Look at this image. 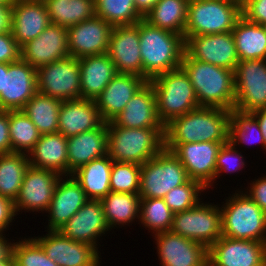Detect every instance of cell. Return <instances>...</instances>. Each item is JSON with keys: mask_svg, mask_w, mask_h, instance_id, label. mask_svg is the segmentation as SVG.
<instances>
[{"mask_svg": "<svg viewBox=\"0 0 266 266\" xmlns=\"http://www.w3.org/2000/svg\"><path fill=\"white\" fill-rule=\"evenodd\" d=\"M61 176L56 172L29 166L24 174L23 182L14 210L16 215L28 211H47L53 198L54 190Z\"/></svg>", "mask_w": 266, "mask_h": 266, "instance_id": "cell-17", "label": "cell"}, {"mask_svg": "<svg viewBox=\"0 0 266 266\" xmlns=\"http://www.w3.org/2000/svg\"><path fill=\"white\" fill-rule=\"evenodd\" d=\"M107 154L113 161L142 165L164 148V128L107 126Z\"/></svg>", "mask_w": 266, "mask_h": 266, "instance_id": "cell-4", "label": "cell"}, {"mask_svg": "<svg viewBox=\"0 0 266 266\" xmlns=\"http://www.w3.org/2000/svg\"><path fill=\"white\" fill-rule=\"evenodd\" d=\"M174 213L165 203L164 198H141L139 222L152 234L170 231Z\"/></svg>", "mask_w": 266, "mask_h": 266, "instance_id": "cell-39", "label": "cell"}, {"mask_svg": "<svg viewBox=\"0 0 266 266\" xmlns=\"http://www.w3.org/2000/svg\"><path fill=\"white\" fill-rule=\"evenodd\" d=\"M20 47L11 31L0 33V62L13 63L20 59Z\"/></svg>", "mask_w": 266, "mask_h": 266, "instance_id": "cell-47", "label": "cell"}, {"mask_svg": "<svg viewBox=\"0 0 266 266\" xmlns=\"http://www.w3.org/2000/svg\"><path fill=\"white\" fill-rule=\"evenodd\" d=\"M237 147L233 146L230 142L223 144L220 148L216 158V174L215 179H218L220 174L239 172L245 165L244 157L239 153ZM239 170V171H238Z\"/></svg>", "mask_w": 266, "mask_h": 266, "instance_id": "cell-45", "label": "cell"}, {"mask_svg": "<svg viewBox=\"0 0 266 266\" xmlns=\"http://www.w3.org/2000/svg\"><path fill=\"white\" fill-rule=\"evenodd\" d=\"M107 55L118 73L143 77L139 28L134 25L113 26Z\"/></svg>", "mask_w": 266, "mask_h": 266, "instance_id": "cell-21", "label": "cell"}, {"mask_svg": "<svg viewBox=\"0 0 266 266\" xmlns=\"http://www.w3.org/2000/svg\"><path fill=\"white\" fill-rule=\"evenodd\" d=\"M29 167L28 155L11 152L0 155V195L15 202Z\"/></svg>", "mask_w": 266, "mask_h": 266, "instance_id": "cell-36", "label": "cell"}, {"mask_svg": "<svg viewBox=\"0 0 266 266\" xmlns=\"http://www.w3.org/2000/svg\"><path fill=\"white\" fill-rule=\"evenodd\" d=\"M3 235L0 233V261L13 260L14 242L9 243Z\"/></svg>", "mask_w": 266, "mask_h": 266, "instance_id": "cell-52", "label": "cell"}, {"mask_svg": "<svg viewBox=\"0 0 266 266\" xmlns=\"http://www.w3.org/2000/svg\"><path fill=\"white\" fill-rule=\"evenodd\" d=\"M44 2L16 1L11 6V33L21 48L50 24Z\"/></svg>", "mask_w": 266, "mask_h": 266, "instance_id": "cell-25", "label": "cell"}, {"mask_svg": "<svg viewBox=\"0 0 266 266\" xmlns=\"http://www.w3.org/2000/svg\"><path fill=\"white\" fill-rule=\"evenodd\" d=\"M67 138L57 132L42 134L34 148L27 154L29 166L68 175Z\"/></svg>", "mask_w": 266, "mask_h": 266, "instance_id": "cell-28", "label": "cell"}, {"mask_svg": "<svg viewBox=\"0 0 266 266\" xmlns=\"http://www.w3.org/2000/svg\"><path fill=\"white\" fill-rule=\"evenodd\" d=\"M112 165L113 160L106 154L82 165L71 175L80 184L89 200H101L111 192Z\"/></svg>", "mask_w": 266, "mask_h": 266, "instance_id": "cell-31", "label": "cell"}, {"mask_svg": "<svg viewBox=\"0 0 266 266\" xmlns=\"http://www.w3.org/2000/svg\"><path fill=\"white\" fill-rule=\"evenodd\" d=\"M230 111L200 106L164 126V143L229 142Z\"/></svg>", "mask_w": 266, "mask_h": 266, "instance_id": "cell-1", "label": "cell"}, {"mask_svg": "<svg viewBox=\"0 0 266 266\" xmlns=\"http://www.w3.org/2000/svg\"><path fill=\"white\" fill-rule=\"evenodd\" d=\"M181 68L188 75L199 106L231 111L235 107L234 71L192 59L186 52Z\"/></svg>", "mask_w": 266, "mask_h": 266, "instance_id": "cell-3", "label": "cell"}, {"mask_svg": "<svg viewBox=\"0 0 266 266\" xmlns=\"http://www.w3.org/2000/svg\"><path fill=\"white\" fill-rule=\"evenodd\" d=\"M135 25L139 28L143 78L147 82L159 74L181 67L185 53L182 35L154 27L144 19Z\"/></svg>", "mask_w": 266, "mask_h": 266, "instance_id": "cell-2", "label": "cell"}, {"mask_svg": "<svg viewBox=\"0 0 266 266\" xmlns=\"http://www.w3.org/2000/svg\"><path fill=\"white\" fill-rule=\"evenodd\" d=\"M61 104V100L37 92L21 110L41 134L57 133Z\"/></svg>", "mask_w": 266, "mask_h": 266, "instance_id": "cell-37", "label": "cell"}, {"mask_svg": "<svg viewBox=\"0 0 266 266\" xmlns=\"http://www.w3.org/2000/svg\"><path fill=\"white\" fill-rule=\"evenodd\" d=\"M239 61L266 59V28L241 16L232 30Z\"/></svg>", "mask_w": 266, "mask_h": 266, "instance_id": "cell-32", "label": "cell"}, {"mask_svg": "<svg viewBox=\"0 0 266 266\" xmlns=\"http://www.w3.org/2000/svg\"><path fill=\"white\" fill-rule=\"evenodd\" d=\"M256 120L258 121L259 127L261 129L262 136L265 141V149H266V108L259 109L252 112Z\"/></svg>", "mask_w": 266, "mask_h": 266, "instance_id": "cell-54", "label": "cell"}, {"mask_svg": "<svg viewBox=\"0 0 266 266\" xmlns=\"http://www.w3.org/2000/svg\"><path fill=\"white\" fill-rule=\"evenodd\" d=\"M226 143H164V148L172 151L180 160L190 179L199 181L206 189H209L215 183L218 152L222 145Z\"/></svg>", "mask_w": 266, "mask_h": 266, "instance_id": "cell-12", "label": "cell"}, {"mask_svg": "<svg viewBox=\"0 0 266 266\" xmlns=\"http://www.w3.org/2000/svg\"><path fill=\"white\" fill-rule=\"evenodd\" d=\"M88 200L84 190L72 175L61 176L46 211L49 218L47 229H61Z\"/></svg>", "mask_w": 266, "mask_h": 266, "instance_id": "cell-24", "label": "cell"}, {"mask_svg": "<svg viewBox=\"0 0 266 266\" xmlns=\"http://www.w3.org/2000/svg\"><path fill=\"white\" fill-rule=\"evenodd\" d=\"M241 16V3L236 0L189 1L184 36L232 32Z\"/></svg>", "mask_w": 266, "mask_h": 266, "instance_id": "cell-7", "label": "cell"}, {"mask_svg": "<svg viewBox=\"0 0 266 266\" xmlns=\"http://www.w3.org/2000/svg\"><path fill=\"white\" fill-rule=\"evenodd\" d=\"M95 14L112 26L134 25L143 19L134 0H95Z\"/></svg>", "mask_w": 266, "mask_h": 266, "instance_id": "cell-41", "label": "cell"}, {"mask_svg": "<svg viewBox=\"0 0 266 266\" xmlns=\"http://www.w3.org/2000/svg\"><path fill=\"white\" fill-rule=\"evenodd\" d=\"M207 266H266V243L222 236L208 248Z\"/></svg>", "mask_w": 266, "mask_h": 266, "instance_id": "cell-14", "label": "cell"}, {"mask_svg": "<svg viewBox=\"0 0 266 266\" xmlns=\"http://www.w3.org/2000/svg\"><path fill=\"white\" fill-rule=\"evenodd\" d=\"M11 6L0 5V33L11 31Z\"/></svg>", "mask_w": 266, "mask_h": 266, "instance_id": "cell-51", "label": "cell"}, {"mask_svg": "<svg viewBox=\"0 0 266 266\" xmlns=\"http://www.w3.org/2000/svg\"><path fill=\"white\" fill-rule=\"evenodd\" d=\"M201 202L187 211L175 213L171 231L209 248L222 237L221 210L219 205Z\"/></svg>", "mask_w": 266, "mask_h": 266, "instance_id": "cell-9", "label": "cell"}, {"mask_svg": "<svg viewBox=\"0 0 266 266\" xmlns=\"http://www.w3.org/2000/svg\"><path fill=\"white\" fill-rule=\"evenodd\" d=\"M241 14L249 22L266 24V0H244L241 3Z\"/></svg>", "mask_w": 266, "mask_h": 266, "instance_id": "cell-46", "label": "cell"}, {"mask_svg": "<svg viewBox=\"0 0 266 266\" xmlns=\"http://www.w3.org/2000/svg\"><path fill=\"white\" fill-rule=\"evenodd\" d=\"M79 67L82 99L95 100L118 73L107 53L82 57Z\"/></svg>", "mask_w": 266, "mask_h": 266, "instance_id": "cell-30", "label": "cell"}, {"mask_svg": "<svg viewBox=\"0 0 266 266\" xmlns=\"http://www.w3.org/2000/svg\"><path fill=\"white\" fill-rule=\"evenodd\" d=\"M245 193L266 213V175L252 183Z\"/></svg>", "mask_w": 266, "mask_h": 266, "instance_id": "cell-48", "label": "cell"}, {"mask_svg": "<svg viewBox=\"0 0 266 266\" xmlns=\"http://www.w3.org/2000/svg\"><path fill=\"white\" fill-rule=\"evenodd\" d=\"M37 92L61 101L82 99L79 59L68 56L36 69Z\"/></svg>", "mask_w": 266, "mask_h": 266, "instance_id": "cell-10", "label": "cell"}, {"mask_svg": "<svg viewBox=\"0 0 266 266\" xmlns=\"http://www.w3.org/2000/svg\"><path fill=\"white\" fill-rule=\"evenodd\" d=\"M185 52L194 60L235 71L239 62L232 32L184 36Z\"/></svg>", "mask_w": 266, "mask_h": 266, "instance_id": "cell-13", "label": "cell"}, {"mask_svg": "<svg viewBox=\"0 0 266 266\" xmlns=\"http://www.w3.org/2000/svg\"><path fill=\"white\" fill-rule=\"evenodd\" d=\"M189 0H158L144 16L150 25L184 37Z\"/></svg>", "mask_w": 266, "mask_h": 266, "instance_id": "cell-34", "label": "cell"}, {"mask_svg": "<svg viewBox=\"0 0 266 266\" xmlns=\"http://www.w3.org/2000/svg\"><path fill=\"white\" fill-rule=\"evenodd\" d=\"M229 142L233 146L240 145V143L247 145L257 142L265 149V141L261 129L252 113L240 112L236 109L230 111Z\"/></svg>", "mask_w": 266, "mask_h": 266, "instance_id": "cell-40", "label": "cell"}, {"mask_svg": "<svg viewBox=\"0 0 266 266\" xmlns=\"http://www.w3.org/2000/svg\"><path fill=\"white\" fill-rule=\"evenodd\" d=\"M37 93L36 69L21 58L4 63L0 110H21Z\"/></svg>", "mask_w": 266, "mask_h": 266, "instance_id": "cell-16", "label": "cell"}, {"mask_svg": "<svg viewBox=\"0 0 266 266\" xmlns=\"http://www.w3.org/2000/svg\"><path fill=\"white\" fill-rule=\"evenodd\" d=\"M190 180L185 167L172 151L163 148L141 165V198H164L173 188Z\"/></svg>", "mask_w": 266, "mask_h": 266, "instance_id": "cell-8", "label": "cell"}, {"mask_svg": "<svg viewBox=\"0 0 266 266\" xmlns=\"http://www.w3.org/2000/svg\"><path fill=\"white\" fill-rule=\"evenodd\" d=\"M141 165L113 161L111 192L139 194Z\"/></svg>", "mask_w": 266, "mask_h": 266, "instance_id": "cell-43", "label": "cell"}, {"mask_svg": "<svg viewBox=\"0 0 266 266\" xmlns=\"http://www.w3.org/2000/svg\"><path fill=\"white\" fill-rule=\"evenodd\" d=\"M20 58L35 69L70 56L66 27L50 23L35 39L20 48Z\"/></svg>", "mask_w": 266, "mask_h": 266, "instance_id": "cell-20", "label": "cell"}, {"mask_svg": "<svg viewBox=\"0 0 266 266\" xmlns=\"http://www.w3.org/2000/svg\"><path fill=\"white\" fill-rule=\"evenodd\" d=\"M3 82H4V63L0 62V94L1 90L3 89Z\"/></svg>", "mask_w": 266, "mask_h": 266, "instance_id": "cell-55", "label": "cell"}, {"mask_svg": "<svg viewBox=\"0 0 266 266\" xmlns=\"http://www.w3.org/2000/svg\"><path fill=\"white\" fill-rule=\"evenodd\" d=\"M149 82L156 94L157 116L163 126L200 107L191 81L181 67L159 74Z\"/></svg>", "mask_w": 266, "mask_h": 266, "instance_id": "cell-6", "label": "cell"}, {"mask_svg": "<svg viewBox=\"0 0 266 266\" xmlns=\"http://www.w3.org/2000/svg\"><path fill=\"white\" fill-rule=\"evenodd\" d=\"M18 241L13 247L14 266H59L46 256L41 245L33 237H24Z\"/></svg>", "mask_w": 266, "mask_h": 266, "instance_id": "cell-44", "label": "cell"}, {"mask_svg": "<svg viewBox=\"0 0 266 266\" xmlns=\"http://www.w3.org/2000/svg\"><path fill=\"white\" fill-rule=\"evenodd\" d=\"M14 217H16L14 203L0 195V233L8 229Z\"/></svg>", "mask_w": 266, "mask_h": 266, "instance_id": "cell-50", "label": "cell"}, {"mask_svg": "<svg viewBox=\"0 0 266 266\" xmlns=\"http://www.w3.org/2000/svg\"><path fill=\"white\" fill-rule=\"evenodd\" d=\"M207 190L199 181L190 179L181 186L171 189L164 197L165 203L175 214L196 206L201 192ZM200 194V195H199Z\"/></svg>", "mask_w": 266, "mask_h": 266, "instance_id": "cell-42", "label": "cell"}, {"mask_svg": "<svg viewBox=\"0 0 266 266\" xmlns=\"http://www.w3.org/2000/svg\"><path fill=\"white\" fill-rule=\"evenodd\" d=\"M44 4L50 22L66 28L96 15L95 0H45Z\"/></svg>", "mask_w": 266, "mask_h": 266, "instance_id": "cell-35", "label": "cell"}, {"mask_svg": "<svg viewBox=\"0 0 266 266\" xmlns=\"http://www.w3.org/2000/svg\"><path fill=\"white\" fill-rule=\"evenodd\" d=\"M162 266H207L208 248L199 242L166 231L153 235Z\"/></svg>", "mask_w": 266, "mask_h": 266, "instance_id": "cell-18", "label": "cell"}, {"mask_svg": "<svg viewBox=\"0 0 266 266\" xmlns=\"http://www.w3.org/2000/svg\"><path fill=\"white\" fill-rule=\"evenodd\" d=\"M157 2L158 0H134L136 10L143 18Z\"/></svg>", "mask_w": 266, "mask_h": 266, "instance_id": "cell-53", "label": "cell"}, {"mask_svg": "<svg viewBox=\"0 0 266 266\" xmlns=\"http://www.w3.org/2000/svg\"><path fill=\"white\" fill-rule=\"evenodd\" d=\"M113 26L96 15L67 28L70 56L80 59L108 51Z\"/></svg>", "mask_w": 266, "mask_h": 266, "instance_id": "cell-19", "label": "cell"}, {"mask_svg": "<svg viewBox=\"0 0 266 266\" xmlns=\"http://www.w3.org/2000/svg\"><path fill=\"white\" fill-rule=\"evenodd\" d=\"M237 192L220 207L222 236L266 243V213L246 193Z\"/></svg>", "mask_w": 266, "mask_h": 266, "instance_id": "cell-5", "label": "cell"}, {"mask_svg": "<svg viewBox=\"0 0 266 266\" xmlns=\"http://www.w3.org/2000/svg\"><path fill=\"white\" fill-rule=\"evenodd\" d=\"M105 215V220L110 229L129 225L140 217L139 194L110 192L100 200ZM131 222V223H130Z\"/></svg>", "mask_w": 266, "mask_h": 266, "instance_id": "cell-33", "label": "cell"}, {"mask_svg": "<svg viewBox=\"0 0 266 266\" xmlns=\"http://www.w3.org/2000/svg\"><path fill=\"white\" fill-rule=\"evenodd\" d=\"M103 123L95 100L62 101L58 116V132L66 138L99 128Z\"/></svg>", "mask_w": 266, "mask_h": 266, "instance_id": "cell-27", "label": "cell"}, {"mask_svg": "<svg viewBox=\"0 0 266 266\" xmlns=\"http://www.w3.org/2000/svg\"><path fill=\"white\" fill-rule=\"evenodd\" d=\"M234 79V109L252 113L266 108V59L239 61Z\"/></svg>", "mask_w": 266, "mask_h": 266, "instance_id": "cell-11", "label": "cell"}, {"mask_svg": "<svg viewBox=\"0 0 266 266\" xmlns=\"http://www.w3.org/2000/svg\"><path fill=\"white\" fill-rule=\"evenodd\" d=\"M11 152L28 154L41 133L22 110H9Z\"/></svg>", "mask_w": 266, "mask_h": 266, "instance_id": "cell-38", "label": "cell"}, {"mask_svg": "<svg viewBox=\"0 0 266 266\" xmlns=\"http://www.w3.org/2000/svg\"><path fill=\"white\" fill-rule=\"evenodd\" d=\"M107 126L164 128L157 116L156 94L152 84L146 82Z\"/></svg>", "mask_w": 266, "mask_h": 266, "instance_id": "cell-23", "label": "cell"}, {"mask_svg": "<svg viewBox=\"0 0 266 266\" xmlns=\"http://www.w3.org/2000/svg\"><path fill=\"white\" fill-rule=\"evenodd\" d=\"M107 123L67 138L68 176L76 169L107 154Z\"/></svg>", "mask_w": 266, "mask_h": 266, "instance_id": "cell-29", "label": "cell"}, {"mask_svg": "<svg viewBox=\"0 0 266 266\" xmlns=\"http://www.w3.org/2000/svg\"><path fill=\"white\" fill-rule=\"evenodd\" d=\"M13 0H0V5H12Z\"/></svg>", "mask_w": 266, "mask_h": 266, "instance_id": "cell-57", "label": "cell"}, {"mask_svg": "<svg viewBox=\"0 0 266 266\" xmlns=\"http://www.w3.org/2000/svg\"><path fill=\"white\" fill-rule=\"evenodd\" d=\"M44 237H34L46 256L59 266H100L98 248L64 236L59 230H48Z\"/></svg>", "mask_w": 266, "mask_h": 266, "instance_id": "cell-15", "label": "cell"}, {"mask_svg": "<svg viewBox=\"0 0 266 266\" xmlns=\"http://www.w3.org/2000/svg\"><path fill=\"white\" fill-rule=\"evenodd\" d=\"M147 81L133 74L117 73L101 94L95 99L104 122H111L120 114L134 94Z\"/></svg>", "mask_w": 266, "mask_h": 266, "instance_id": "cell-26", "label": "cell"}, {"mask_svg": "<svg viewBox=\"0 0 266 266\" xmlns=\"http://www.w3.org/2000/svg\"><path fill=\"white\" fill-rule=\"evenodd\" d=\"M16 1H33V2H44L45 0H16Z\"/></svg>", "mask_w": 266, "mask_h": 266, "instance_id": "cell-58", "label": "cell"}, {"mask_svg": "<svg viewBox=\"0 0 266 266\" xmlns=\"http://www.w3.org/2000/svg\"><path fill=\"white\" fill-rule=\"evenodd\" d=\"M110 228L105 220L100 200H88L59 231L71 240L91 244L97 248V241Z\"/></svg>", "mask_w": 266, "mask_h": 266, "instance_id": "cell-22", "label": "cell"}, {"mask_svg": "<svg viewBox=\"0 0 266 266\" xmlns=\"http://www.w3.org/2000/svg\"><path fill=\"white\" fill-rule=\"evenodd\" d=\"M11 153L9 110H0V155Z\"/></svg>", "mask_w": 266, "mask_h": 266, "instance_id": "cell-49", "label": "cell"}, {"mask_svg": "<svg viewBox=\"0 0 266 266\" xmlns=\"http://www.w3.org/2000/svg\"><path fill=\"white\" fill-rule=\"evenodd\" d=\"M0 266H14V260L0 261Z\"/></svg>", "mask_w": 266, "mask_h": 266, "instance_id": "cell-56", "label": "cell"}]
</instances>
